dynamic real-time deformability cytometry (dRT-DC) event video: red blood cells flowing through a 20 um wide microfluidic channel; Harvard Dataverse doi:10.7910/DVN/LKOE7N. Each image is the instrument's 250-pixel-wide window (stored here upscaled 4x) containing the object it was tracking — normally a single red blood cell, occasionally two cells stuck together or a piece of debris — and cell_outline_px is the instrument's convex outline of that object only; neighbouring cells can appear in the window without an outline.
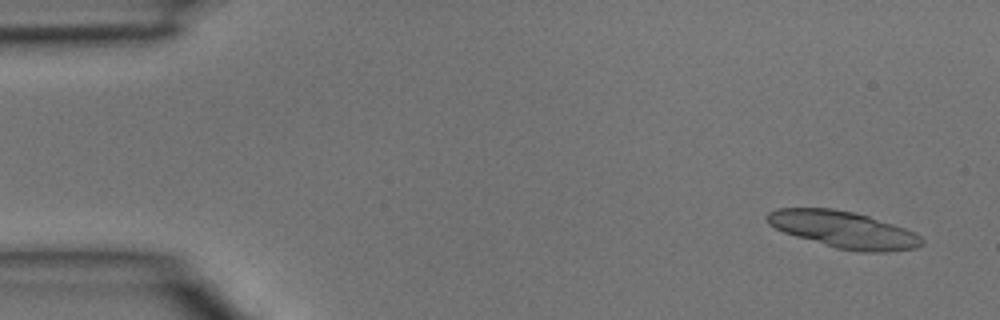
{"species": "common noctule bat (a hibernating species)", "species_latin": "Nyctalus noctula", "temperature_condition": "room temperature", "stored_images_in_passage": 5, "segment_of_instrument_passage": [1, 2], "camera_frame_rate_fps": 3000, "um_per_image_px": 0.085, "animal": {"sex": "male", "body_mass_g": 15.6}, "frame": {"image": 1, "passage_image": 1, "time_ms": 0.0, "image_size_px": [1000, 320], "cell_outline_px": [[924, 244], [916, 248], [884, 252], [860, 252], [836, 248], [796, 236], [784, 232], [768, 224], [764, 216], [768, 212], [776, 208], [832, 208], [852, 212], [868, 216], [916, 232], [924, 240]], "centroid_in_image_um": [71.69, 19.52], "position_along_channel_um": 13.3, "area_um2": 33.12}}